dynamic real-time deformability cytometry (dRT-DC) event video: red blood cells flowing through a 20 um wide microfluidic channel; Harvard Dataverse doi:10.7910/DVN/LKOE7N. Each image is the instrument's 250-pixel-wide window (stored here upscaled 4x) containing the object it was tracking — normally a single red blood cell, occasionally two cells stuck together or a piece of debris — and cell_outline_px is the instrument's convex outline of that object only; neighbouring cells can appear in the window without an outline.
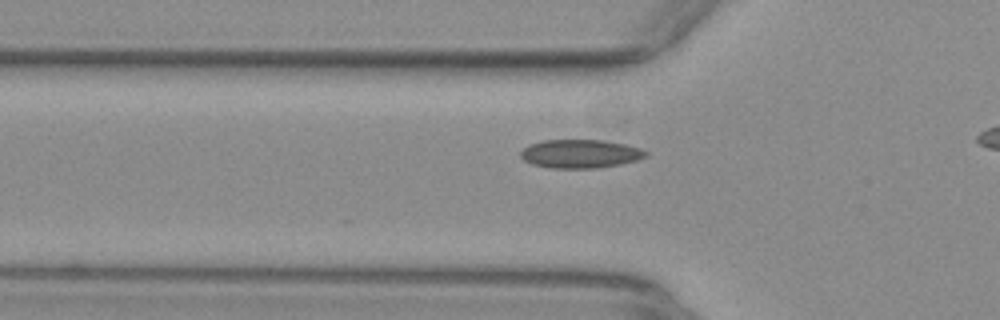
{"species": "common noctule bat (a hibernating species)", "species_latin": "Nyctalus noctula", "temperature_condition": "warm", "stored_images_in_passage": 28, "camera_frame_rate_fps": 3000, "um_per_image_px": 0.085, "animal": {"sex": "female", "body_mass_g": 29.2, "forearm_length_mm": 56.3}, "frame": {"image": 1, "passage_image": 2, "time_ms": 0.333, "image_size_px": [1000, 320], "cell_outline_px": [[648, 156], [636, 160], [620, 164], [596, 168], [552, 168], [532, 164], [524, 160], [520, 156], [520, 152], [528, 144], [544, 140], [604, 140], [624, 144], [640, 148], [648, 152]], "centroid_in_image_um": [49.32, 13.07], "position_along_channel_um": 76.5, "area_um2": 20.81}}
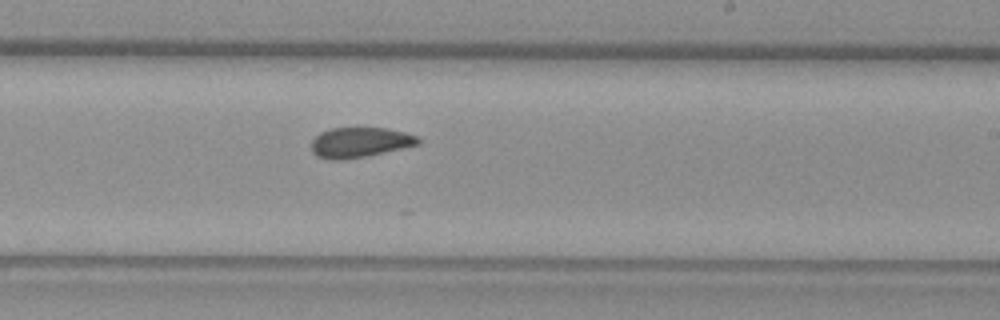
{"frame": {"image": 2, "passage_image": 16, "time_ms": 5.0, "image_size_px": [1000, 320], "cell_outline_px": [[420, 144], [364, 156], [344, 160], [328, 160], [316, 156], [312, 152], [312, 140], [320, 132], [332, 128], [388, 128], [404, 132], [416, 136], [420, 140]], "centroid_in_image_um": [30.55, 12.1], "position_along_channel_um": 258.5, "area_um2": 18.61}}
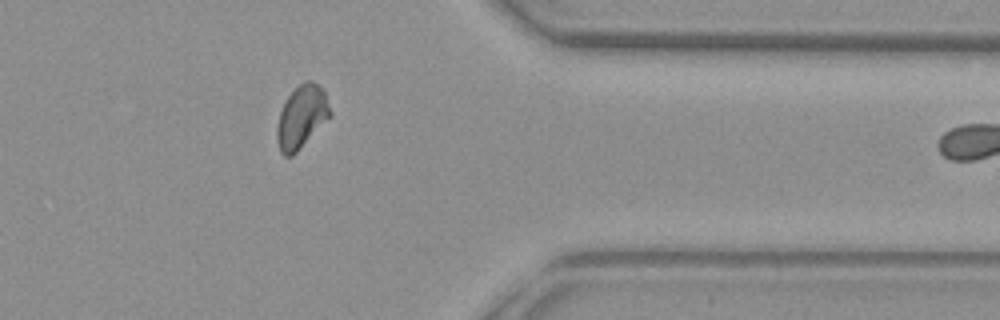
{"frame": {"image": 3, "passage_image": 27, "time_ms": 8.667, "image_size_px": [1000, 320], "cell_outline_px": [[332, 116], [292, 156], [284, 156], [280, 152], [276, 140], [276, 128], [280, 112], [284, 100], [304, 80], [312, 80], [324, 88], [332, 112]], "centroid_in_image_um": [25.65, 9.92], "position_along_channel_um": 385.7, "area_um2": 19.77}}